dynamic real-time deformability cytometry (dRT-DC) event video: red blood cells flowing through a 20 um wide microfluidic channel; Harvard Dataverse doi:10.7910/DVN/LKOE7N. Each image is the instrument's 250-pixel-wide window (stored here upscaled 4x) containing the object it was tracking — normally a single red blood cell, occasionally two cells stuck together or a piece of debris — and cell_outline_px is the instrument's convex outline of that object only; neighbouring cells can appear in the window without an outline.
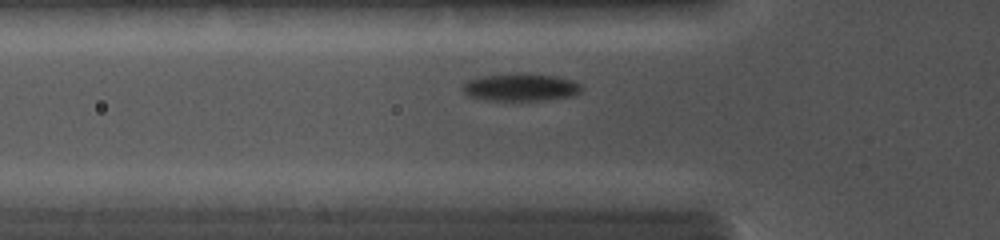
{"species": "common noctule bat (a hibernating species)", "species_latin": "Nyctalus noctula", "temperature_condition": "cold", "stored_images_in_passage": 18, "camera_frame_rate_fps": 5000, "um_per_image_px": 0.085, "animal": {"sex": "female", "body_mass_g": 19.0, "forearm_length_mm": 56.7}, "frame": {"image": 1, "passage_image": 5, "time_ms": 1.8, "image_size_px": [1000, 240], "cell_outline_px": [[584, 88], [580, 92], [572, 96], [544, 100], [484, 100], [468, 96], [464, 92], [464, 84], [468, 80], [484, 76], [556, 76], [572, 80], [580, 84]], "centroid_in_image_um": [44.3, 7.47], "position_along_channel_um": 81.5, "area_um2": 18.09}}
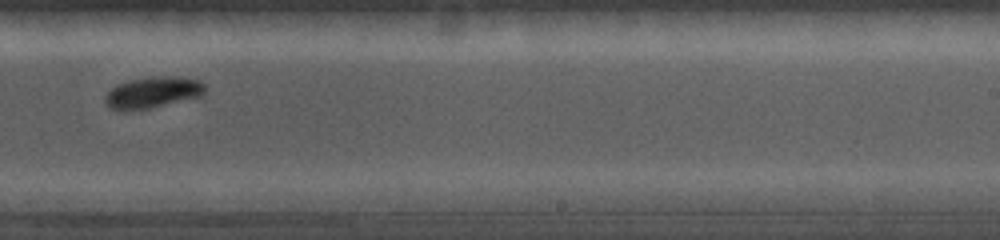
{"frame": {"image": 2, "passage_image": 12, "time_ms": 6.2, "image_size_px": [1000, 240], "cell_outline_px": [[204, 96], [148, 108], [124, 112], [108, 108], [104, 100], [104, 96], [116, 84], [128, 80], [152, 76], [184, 76], [200, 80], [204, 84]], "centroid_in_image_um": [12.97, 7.85], "position_along_channel_um": 276.0, "area_um2": 18.67}}
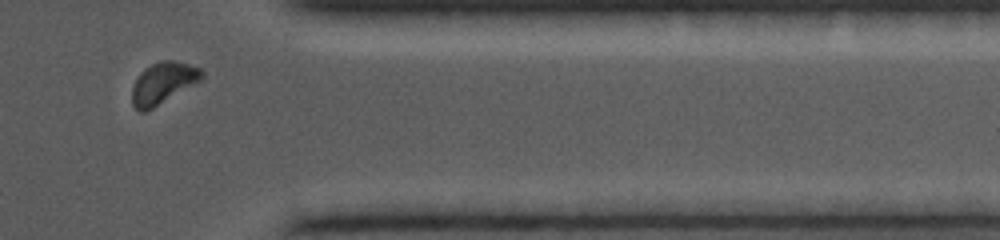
{"frame": {"image": 3, "passage_image": 17, "time_ms": 9.0, "image_size_px": [1000, 240], "cell_outline_px": [[204, 80], [152, 108], [144, 112], [140, 112], [132, 104], [132, 88], [140, 72], [144, 68], [160, 60], [176, 60], [200, 68], [204, 72]], "centroid_in_image_um": [13.9, 7.04], "position_along_channel_um": 397.5, "area_um2": 17.05}}